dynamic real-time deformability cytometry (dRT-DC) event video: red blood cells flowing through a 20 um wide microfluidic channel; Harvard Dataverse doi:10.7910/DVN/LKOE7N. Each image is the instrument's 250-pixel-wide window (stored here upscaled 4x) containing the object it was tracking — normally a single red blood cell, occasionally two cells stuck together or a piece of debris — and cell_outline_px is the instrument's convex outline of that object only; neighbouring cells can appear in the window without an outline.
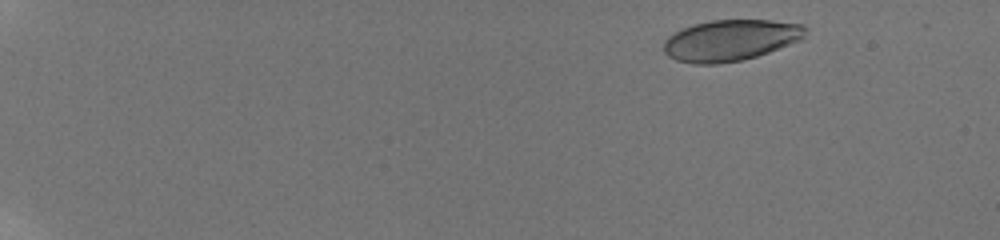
{"species": "human", "species_latin": "Homo sapiens", "temperature_condition": "room temperature", "stored_images_in_passage": 42, "camera_frame_rate_fps": 3000, "um_per_image_px": 0.085, "donor": {"sex": "male"}, "frame": {"image": 1, "passage_image": 3, "time_ms": 1.333, "image_size_px": [1000, 240], "cell_outline_px": [[808, 28], [804, 36], [800, 40], [768, 52], [756, 56], [740, 60], [716, 64], [692, 64], [676, 60], [668, 56], [664, 52], [664, 40], [668, 36], [684, 28], [696, 24], [712, 20], [772, 20], [804, 24]], "centroid_in_image_um": [62.1, 3.42], "position_along_channel_um": 22.9, "area_um2": 33.87}}
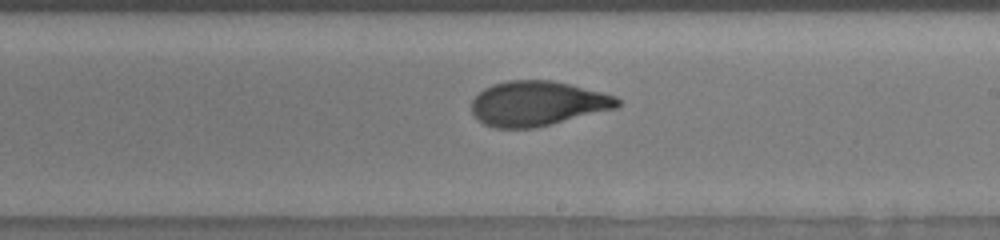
{"frame": {"image": 2, "passage_image": 25, "time_ms": 11.333, "image_size_px": [1000, 240], "cell_outline_px": [[620, 104], [616, 108], [536, 128], [496, 128], [484, 124], [472, 112], [472, 100], [484, 88], [492, 84], [508, 80], [552, 80], [616, 96], [620, 100]], "centroid_in_image_um": [45.67, 8.8], "position_along_channel_um": 243.3, "area_um2": 37.86}}
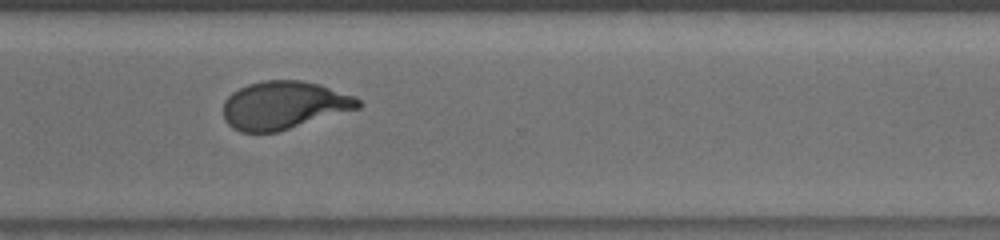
{"frame": {"image": 3, "passage_image": 32, "time_ms": 14.0, "image_size_px": [1000, 240], "cell_outline_px": [[364, 104], [360, 108], [276, 132], [240, 132], [232, 128], [224, 120], [224, 100], [232, 92], [248, 84], [264, 80], [300, 80], [320, 84], [356, 96]], "centroid_in_image_um": [24.15, 8.94], "position_along_channel_um": 346.5, "area_um2": 37.86}, "authors_computed_cell_mechanics": {"area_um2": 37.8301, "velocity_mm_per_s": 3.8667, "shape_relaxation_time_tau1_ms": 3.9384, "shape_relaxation_time_tau2_ms": 1.0307, "deformation_change_tau1": 0.1964, "deformation_change_tau2": 0.0762}}